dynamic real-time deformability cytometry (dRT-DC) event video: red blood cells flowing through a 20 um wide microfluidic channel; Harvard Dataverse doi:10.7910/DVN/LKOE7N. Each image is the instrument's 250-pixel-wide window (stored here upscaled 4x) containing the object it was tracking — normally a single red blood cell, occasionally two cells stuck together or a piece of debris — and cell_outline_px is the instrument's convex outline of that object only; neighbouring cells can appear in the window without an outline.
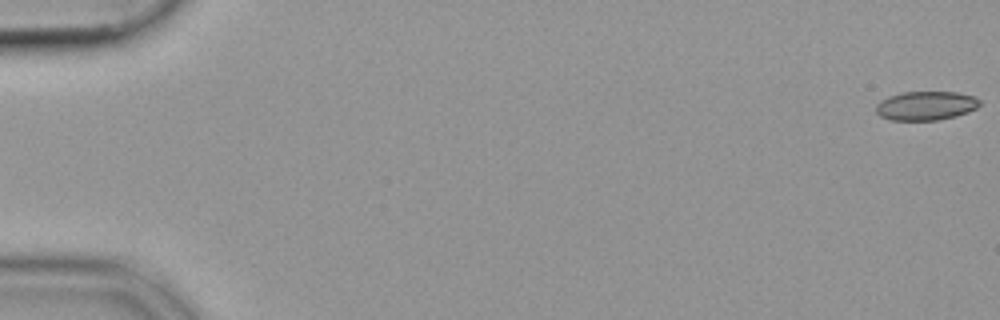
{"species": "common noctule bat (a hibernating species)", "species_latin": "Nyctalus noctula", "temperature_condition": "cold", "stored_images_in_passage": 54, "camera_frame_rate_fps": 3000, "um_per_image_px": 0.085, "animal": {"sex": "female", "body_mass_g": 19.9}, "frame": {"image": 1, "passage_image": 1, "time_ms": 0.0, "image_size_px": [1000, 320], "cell_outline_px": [[980, 104], [976, 108], [968, 112], [956, 116], [936, 120], [888, 120], [880, 116], [876, 112], [876, 104], [880, 100], [888, 96], [904, 92], [956, 92], [972, 96], [980, 100]], "centroid_in_image_um": [78.67, 8.99], "position_along_channel_um": 6.3, "area_um2": 17.51}}
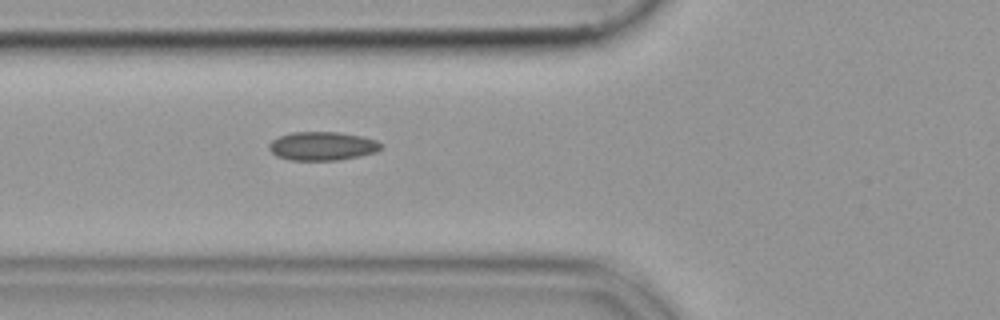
{"frame": {"image": 2, "passage_image": 21, "time_ms": 6.667, "image_size_px": [1000, 320], "cell_outline_px": [[384, 148], [376, 152], [360, 156], [340, 160], [288, 160], [276, 156], [268, 148], [268, 144], [272, 140], [280, 136], [292, 132], [340, 132], [364, 136], [376, 140], [384, 144]], "centroid_in_image_um": [27.44, 12.41], "position_along_channel_um": 98.4, "area_um2": 19.02}}
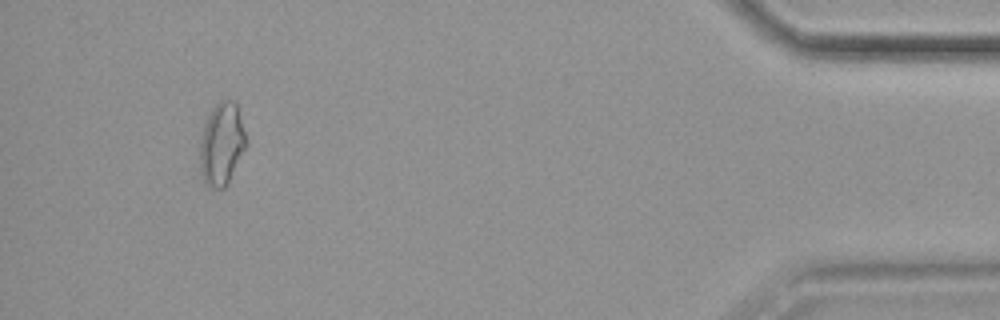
{"frame": {"image": 3, "passage_image": 51, "time_ms": 16.667, "image_size_px": [1000, 320], "cell_outline_px": [[248, 144], [228, 184], [224, 188], [212, 188], [204, 184], [200, 172], [200, 136], [204, 124], [212, 108], [220, 100], [232, 100], [236, 104]], "centroid_in_image_um": [18.83, 12.28], "position_along_channel_um": 416.4, "area_um2": 22.43}}